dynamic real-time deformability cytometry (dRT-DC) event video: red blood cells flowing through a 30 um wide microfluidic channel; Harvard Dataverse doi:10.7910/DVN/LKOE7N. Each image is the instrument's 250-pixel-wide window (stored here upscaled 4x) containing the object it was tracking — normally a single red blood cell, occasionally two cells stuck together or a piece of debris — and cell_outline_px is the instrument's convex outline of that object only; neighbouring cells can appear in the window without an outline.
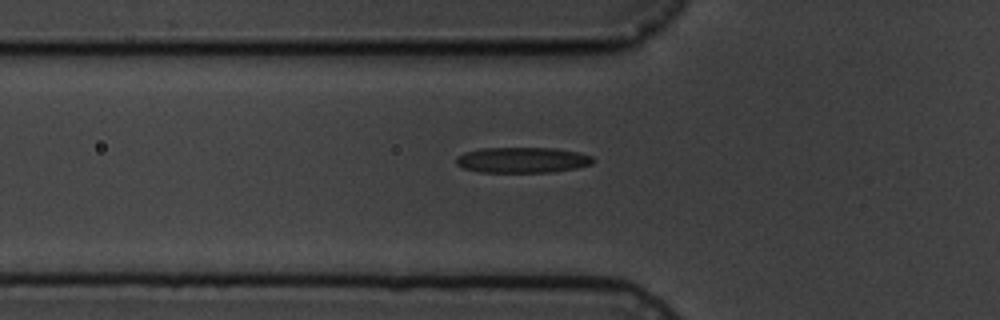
{"species": "common noctule bat (a hibernating species)", "species_latin": "Nyctalus noctula", "temperature_condition": "cold", "stored_images_in_passage": 6, "camera_frame_rate_fps": 3000, "um_per_image_px": 0.085, "animal": {"sex": "male", "body_mass_g": 19.5, "forearm_length_mm": 54.6}, "frame": {"image": 1, "passage_image": 6, "time_ms": 5.667, "image_size_px": [1000, 320], "cell_outline_px": [[596, 160], [592, 164], [576, 168], [552, 172], [480, 172], [464, 168], [456, 164], [456, 156], [464, 152], [484, 148], [556, 148], [576, 152], [592, 156]], "centroid_in_image_um": [44.41, 13.6], "position_along_channel_um": 81.4, "area_um2": 20.46}}